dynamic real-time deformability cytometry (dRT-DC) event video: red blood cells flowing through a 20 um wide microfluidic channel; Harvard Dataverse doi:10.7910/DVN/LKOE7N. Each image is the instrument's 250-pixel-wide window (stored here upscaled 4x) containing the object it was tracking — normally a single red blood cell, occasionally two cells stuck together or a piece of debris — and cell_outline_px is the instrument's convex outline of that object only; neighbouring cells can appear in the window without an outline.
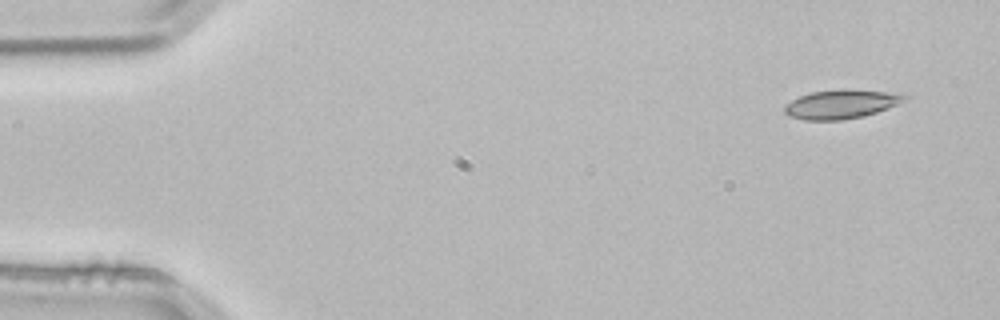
{"species": "common noctule bat (a hibernating species)", "species_latin": "Nyctalus noctula", "temperature_condition": "room temperature", "stored_images_in_passage": 4, "camera_frame_rate_fps": 3000, "um_per_image_px": 0.085, "animal": {"sex": "male", "body_mass_g": 21.5, "forearm_length_mm": 52.0}, "frame": {"image": 1, "passage_image": 1, "time_ms": 0.0, "image_size_px": [1000, 320], "cell_outline_px": [[908, 100], [888, 108], [876, 112], [860, 116], [840, 120], [804, 120], [788, 116], [784, 112], [784, 104], [800, 96], [812, 92], [840, 88], [844, 88], [900, 92], [908, 96]], "centroid_in_image_um": [71.54, 8.82], "position_along_channel_um": 13.5, "area_um2": 20.63}}